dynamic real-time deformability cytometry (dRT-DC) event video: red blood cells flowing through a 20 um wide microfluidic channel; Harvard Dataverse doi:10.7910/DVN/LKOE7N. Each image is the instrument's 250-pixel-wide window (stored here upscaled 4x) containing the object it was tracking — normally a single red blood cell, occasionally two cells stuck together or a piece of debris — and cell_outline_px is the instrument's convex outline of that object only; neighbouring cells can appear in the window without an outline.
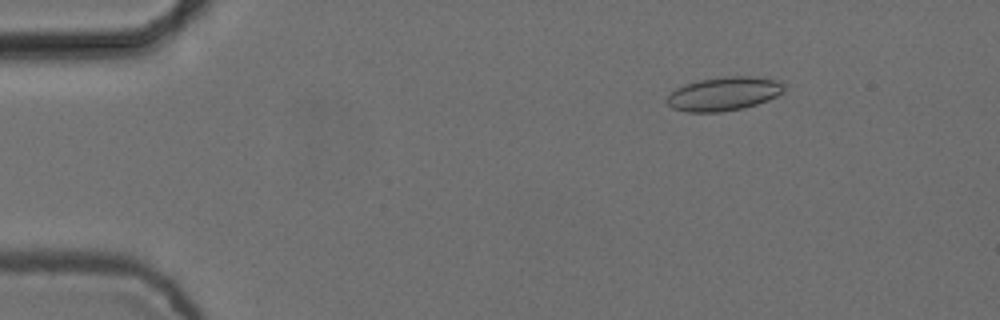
{"species": "common noctule bat (a hibernating species)", "species_latin": "Nyctalus noctula", "temperature_condition": "cold", "stored_images_in_passage": 5, "camera_frame_rate_fps": 3000, "um_per_image_px": 0.085, "animal": {"sex": "female", "body_mass_g": 24.6, "forearm_length_mm": 56.2}, "frame": {"image": 1, "passage_image": 3, "time_ms": 0.667, "image_size_px": [1000, 320], "cell_outline_px": [[788, 84], [784, 92], [768, 100], [756, 104], [740, 108], [720, 112], [688, 112], [672, 108], [668, 104], [668, 96], [676, 88], [684, 84], [700, 80], [724, 76], [760, 76], [784, 80]], "centroid_in_image_um": [61.63, 7.94], "position_along_channel_um": 23.4, "area_um2": 23.35}}